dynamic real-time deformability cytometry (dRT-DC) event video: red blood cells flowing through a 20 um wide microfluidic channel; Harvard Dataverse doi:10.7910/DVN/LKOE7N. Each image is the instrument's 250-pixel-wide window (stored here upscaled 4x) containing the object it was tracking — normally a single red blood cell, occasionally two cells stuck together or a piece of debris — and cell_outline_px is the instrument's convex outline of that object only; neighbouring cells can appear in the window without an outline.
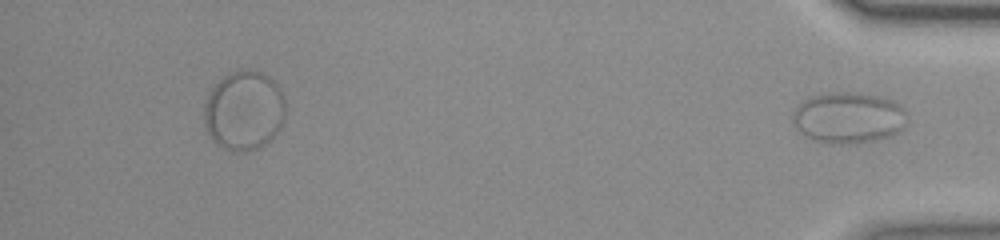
{"species": "common noctule bat (a hibernating species)", "species_latin": "Nyctalus noctula", "temperature_condition": "room temperature", "stored_images_in_passage": 50, "segment_of_instrument_passage": [2, 2], "camera_frame_rate_fps": 3000, "um_per_image_px": 0.085, "animal": {"sex": "female", "body_mass_g": 23.0, "forearm_length_mm": 53.4}, "frame": {"image": 1, "passage_image": 50, "time_ms": 16.333, "image_size_px": [1000, 240], "cell_outline_px": [[904, 112], [900, 128], [892, 136], [852, 144], [824, 144], [812, 140], [800, 132], [796, 128], [792, 116], [796, 108], [808, 96], [824, 92], [856, 92], [880, 96], [892, 100]], "centroid_in_image_um": [72.01, 10.0], "position_along_channel_um": 363.2, "area_um2": 33.87}}